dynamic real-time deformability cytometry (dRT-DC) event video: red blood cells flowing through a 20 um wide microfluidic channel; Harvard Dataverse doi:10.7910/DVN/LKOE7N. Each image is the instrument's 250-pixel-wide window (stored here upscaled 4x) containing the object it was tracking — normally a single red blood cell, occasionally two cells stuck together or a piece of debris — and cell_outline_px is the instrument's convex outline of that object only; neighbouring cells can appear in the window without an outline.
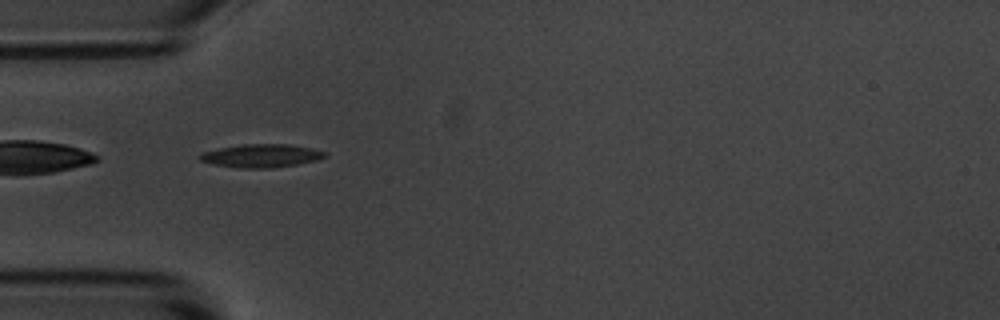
{"species": "common noctule bat (a hibernating species)", "species_latin": "Nyctalus noctula", "temperature_condition": "room temperature", "stored_images_in_passage": 10, "camera_frame_rate_fps": 3000, "um_per_image_px": 0.085, "animal": {"sex": "male", "body_mass_g": 20.1, "forearm_length_mm": 53.5}, "frame": {"image": 1, "passage_image": 5, "time_ms": 1.333, "image_size_px": [1000, 320], "cell_outline_px": [[328, 156], [316, 160], [296, 164], [272, 168], [240, 168], [212, 164], [200, 160], [196, 156], [200, 152], [220, 148], [244, 144], [288, 144], [312, 148], [328, 152]], "centroid_in_image_um": [22.19, 13.23], "position_along_channel_um": 62.8, "area_um2": 17.05}}
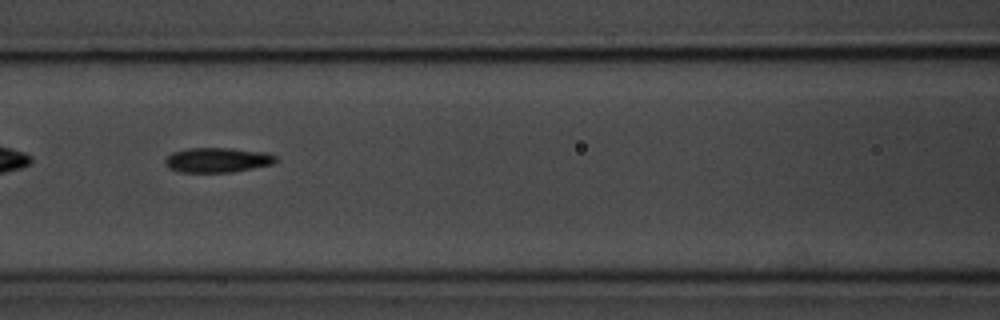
{"frame": {"image": 2, "passage_image": 7, "time_ms": 2.0, "image_size_px": [1000, 320], "cell_outline_px": [[276, 160], [272, 164], [232, 172], [180, 172], [168, 168], [164, 164], [164, 160], [172, 152], [188, 148], [228, 148], [264, 152], [276, 156]], "centroid_in_image_um": [18.43, 13.6], "position_along_channel_um": 148.2, "area_um2": 15.9}}